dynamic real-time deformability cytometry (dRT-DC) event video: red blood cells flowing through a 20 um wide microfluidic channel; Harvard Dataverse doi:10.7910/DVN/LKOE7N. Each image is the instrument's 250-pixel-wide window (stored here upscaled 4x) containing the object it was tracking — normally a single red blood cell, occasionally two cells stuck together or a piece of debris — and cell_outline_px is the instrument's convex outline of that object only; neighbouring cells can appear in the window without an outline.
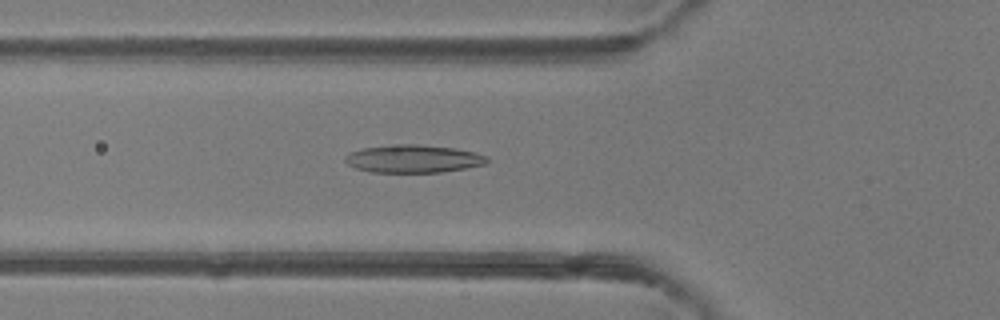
{"species": "common noctule bat (a hibernating species)", "species_latin": "Nyctalus noctula", "temperature_condition": "room temperature", "stored_images_in_passage": 34, "camera_frame_rate_fps": 3000, "um_per_image_px": 0.085, "animal": {"sex": "female"}, "frame": {"image": 1, "passage_image": 2, "time_ms": 0.333, "image_size_px": [1000, 320], "cell_outline_px": [[488, 160], [484, 164], [468, 168], [440, 172], [372, 172], [356, 168], [348, 164], [344, 160], [344, 156], [352, 152], [364, 148], [404, 144], [416, 144], [456, 148], [476, 152], [488, 156]], "centroid_in_image_um": [35.18, 13.5], "position_along_channel_um": 90.6, "area_um2": 22.89}}
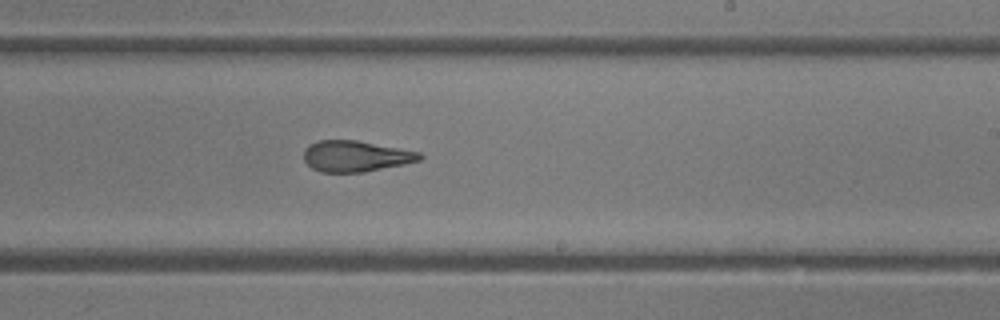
{"frame": {"image": 2, "passage_image": 14, "time_ms": 4.333, "image_size_px": [1000, 320], "cell_outline_px": [[424, 156], [420, 160], [404, 164], [364, 172], [320, 172], [312, 168], [304, 160], [304, 148], [308, 144], [320, 140], [356, 140], [420, 152]], "centroid_in_image_um": [30.21, 13.27], "position_along_channel_um": 258.8, "area_um2": 20.92}}
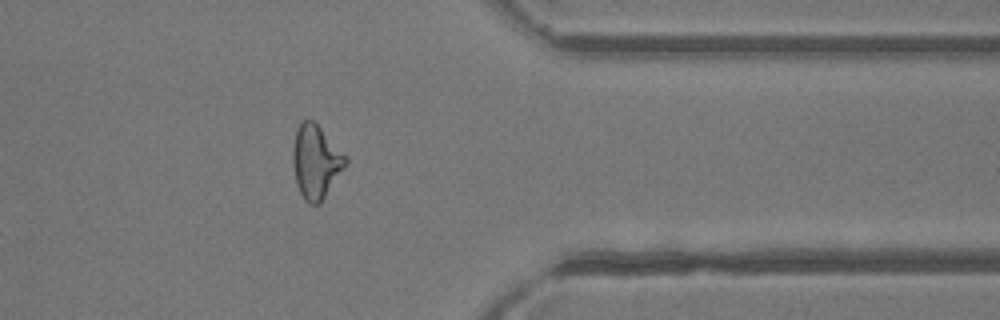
{"frame": {"image": 3, "passage_image": 24, "time_ms": 7.667, "image_size_px": [1000, 320], "cell_outline_px": [[348, 164], [320, 204], [308, 204], [304, 200], [296, 184], [292, 164], [292, 152], [296, 128], [304, 120], [312, 120], [320, 128], [348, 160]], "centroid_in_image_um": [26.82, 13.8], "position_along_channel_um": 384.6, "area_um2": 22.43}}